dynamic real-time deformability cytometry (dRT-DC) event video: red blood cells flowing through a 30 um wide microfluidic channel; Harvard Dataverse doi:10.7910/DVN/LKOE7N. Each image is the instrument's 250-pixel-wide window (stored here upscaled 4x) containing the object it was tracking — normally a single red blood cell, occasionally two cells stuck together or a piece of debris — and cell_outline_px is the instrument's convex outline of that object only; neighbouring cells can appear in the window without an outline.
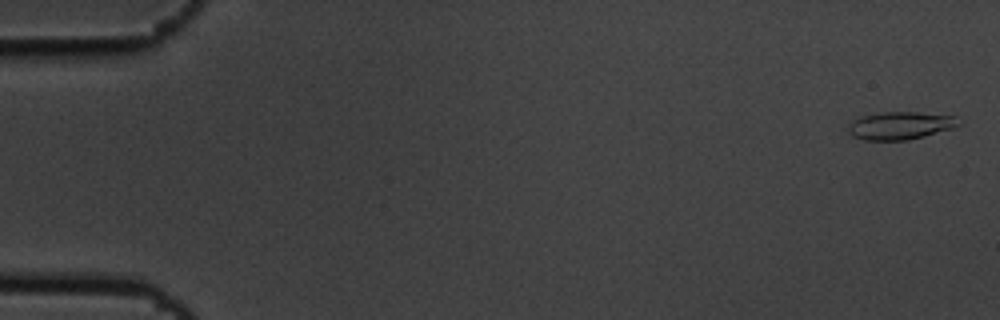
{"species": "common noctule bat (a hibernating species)", "species_latin": "Nyctalus noctula", "temperature_condition": "cold", "stored_images_in_passage": 56, "camera_frame_rate_fps": 3000, "um_per_image_px": 0.085, "animal": {"sex": "male", "body_mass_g": 19.5, "forearm_length_mm": 54.6}, "frame": {"image": 1, "passage_image": 2, "time_ms": 0.333, "image_size_px": [1000, 320], "cell_outline_px": [[960, 124], [952, 128], [924, 136], [908, 140], [864, 140], [852, 136], [848, 132], [848, 124], [852, 120], [860, 116], [880, 112], [916, 112], [956, 116]], "centroid_in_image_um": [76.47, 10.67], "position_along_channel_um": 8.5, "area_um2": 17.92}}
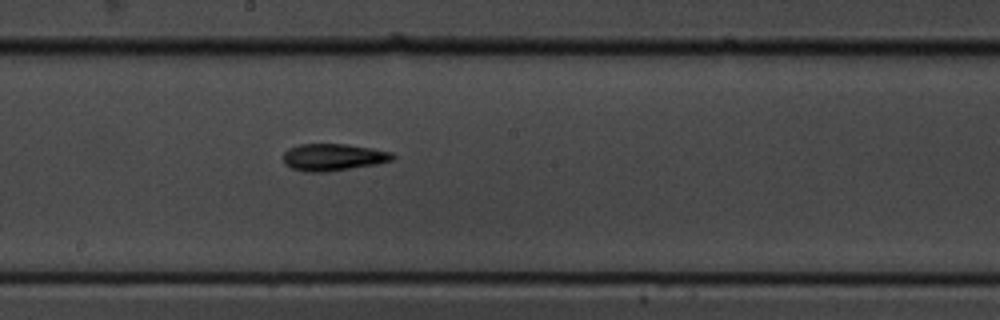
{"frame": {"image": 2, "passage_image": 31, "time_ms": 10.0, "image_size_px": [1000, 320], "cell_outline_px": [[396, 156], [392, 160], [376, 164], [324, 172], [304, 172], [292, 168], [284, 164], [284, 152], [288, 148], [300, 144], [348, 144], [372, 148], [392, 152]], "centroid_in_image_um": [28.31, 13.35], "position_along_channel_um": 219.9, "area_um2": 17.22}}
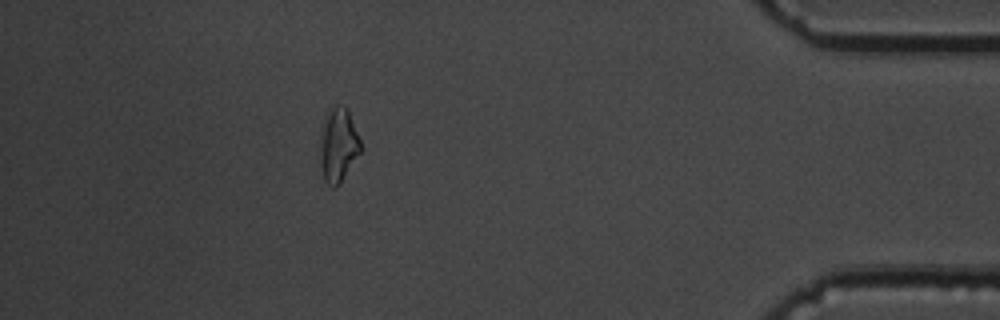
{"frame": {"image": 3, "passage_image": 50, "time_ms": 16.333, "image_size_px": [1000, 320], "cell_outline_px": [[364, 148], [340, 184], [336, 188], [332, 188], [324, 180], [320, 164], [320, 128], [324, 116], [336, 104], [344, 104], [348, 108]], "centroid_in_image_um": [28.77, 12.31], "position_along_channel_um": 406.4, "area_um2": 18.26}, "authors_computed_cell_mechanics": {"area_um2": 16.6175, "velocity_mm_per_s": 3.661, "shape_relaxation_time_tau1_ms": 5.0255, "shape_relaxation_time_tau2_ms": 5.1704, "deformation_change_tau1": 0.1844, "deformation_change_tau2": 0.1578}}